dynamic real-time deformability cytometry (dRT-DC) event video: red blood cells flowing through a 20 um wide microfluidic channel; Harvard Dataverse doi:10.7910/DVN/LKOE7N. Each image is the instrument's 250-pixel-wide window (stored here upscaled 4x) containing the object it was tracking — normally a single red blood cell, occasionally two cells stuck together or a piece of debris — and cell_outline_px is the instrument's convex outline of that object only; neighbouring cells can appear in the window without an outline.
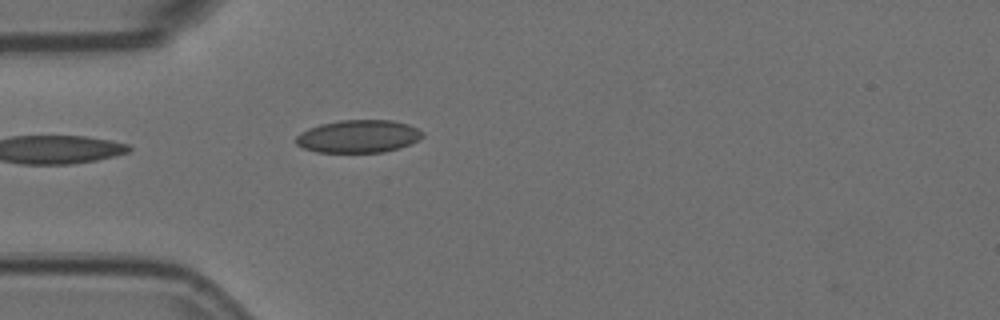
{"species": "Egyptian fruit bat (a non-hibernating species)", "species_latin": "Rousettus aegyptiacus", "temperature_condition": "room temperature", "stored_images_in_passage": 5, "camera_frame_rate_fps": 3000, "um_per_image_px": 0.085, "animal": {"sex": "female"}, "frame": {"image": 1, "passage_image": 5, "time_ms": 1.333, "image_size_px": [1000, 320], "cell_outline_px": [[424, 136], [420, 140], [400, 148], [384, 152], [316, 152], [304, 148], [296, 144], [296, 136], [300, 132], [308, 128], [320, 124], [340, 120], [392, 120], [408, 124], [424, 132]], "centroid_in_image_um": [30.48, 11.59], "position_along_channel_um": 54.5, "area_um2": 24.33}}